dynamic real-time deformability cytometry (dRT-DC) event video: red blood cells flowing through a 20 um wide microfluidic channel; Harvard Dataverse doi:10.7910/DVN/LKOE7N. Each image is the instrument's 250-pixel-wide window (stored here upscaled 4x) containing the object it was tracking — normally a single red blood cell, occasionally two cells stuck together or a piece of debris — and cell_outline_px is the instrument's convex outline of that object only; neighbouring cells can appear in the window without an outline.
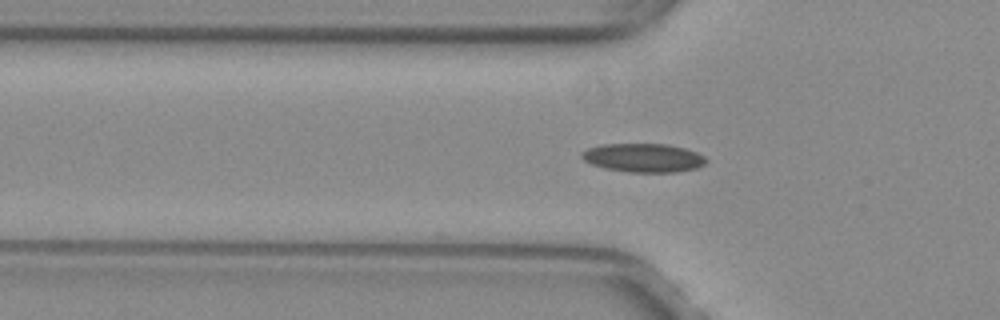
{"species": "common noctule bat (a hibernating species)", "species_latin": "Nyctalus noctula", "temperature_condition": "warm", "stored_images_in_passage": 29, "camera_frame_rate_fps": 3000, "um_per_image_px": 0.085, "animal": {"sex": "female", "body_mass_g": 29.2, "forearm_length_mm": 56.3}, "frame": {"image": 1, "passage_image": 3, "time_ms": 0.667, "image_size_px": [1000, 320], "cell_outline_px": [[708, 160], [704, 164], [696, 168], [676, 172], [628, 172], [604, 168], [592, 164], [584, 160], [580, 156], [580, 152], [588, 148], [604, 144], [664, 144], [684, 148], [696, 152], [704, 156]], "centroid_in_image_um": [54.67, 13.41], "position_along_channel_um": 71.1, "area_um2": 20.75}}
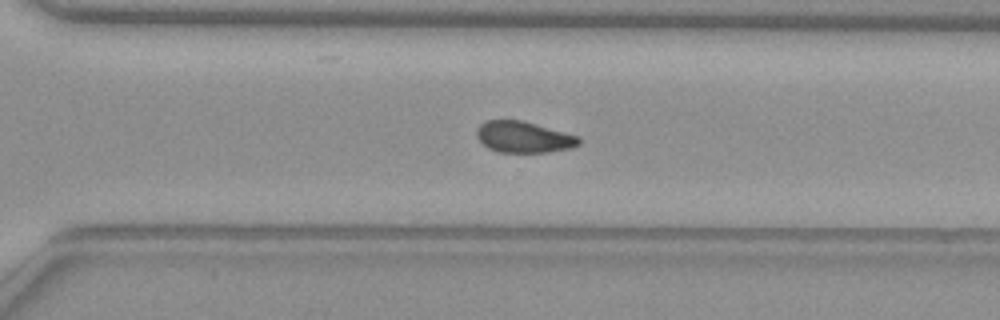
{"frame": {"image": 2, "passage_image": 22, "time_ms": 7.0, "image_size_px": [1000, 320], "cell_outline_px": [[580, 144], [572, 148], [548, 152], [496, 152], [488, 148], [476, 136], [476, 128], [484, 120], [520, 120], [536, 124], [580, 136]], "centroid_in_image_um": [44.51, 11.65], "position_along_channel_um": 326.1, "area_um2": 18.73}}
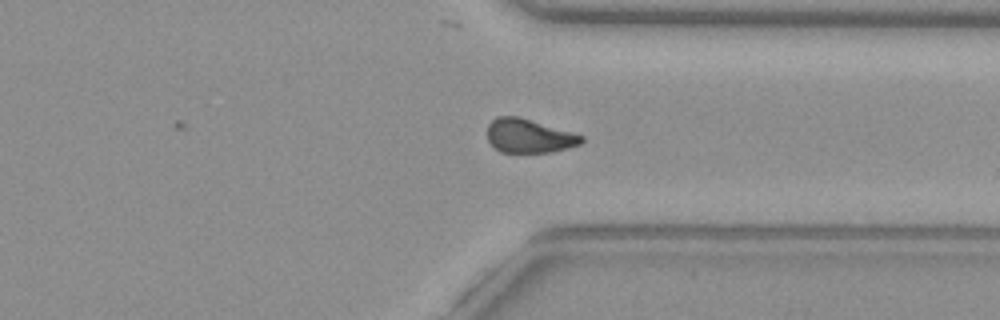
{"frame": {"image": 3, "passage_image": 25, "time_ms": 8.0, "image_size_px": [1000, 320], "cell_outline_px": [[584, 140], [580, 144], [568, 148], [552, 152], [500, 152], [488, 140], [488, 124], [496, 116], [520, 116], [572, 132], [584, 136]], "centroid_in_image_um": [44.97, 11.54], "position_along_channel_um": 366.4, "area_um2": 18.61}}